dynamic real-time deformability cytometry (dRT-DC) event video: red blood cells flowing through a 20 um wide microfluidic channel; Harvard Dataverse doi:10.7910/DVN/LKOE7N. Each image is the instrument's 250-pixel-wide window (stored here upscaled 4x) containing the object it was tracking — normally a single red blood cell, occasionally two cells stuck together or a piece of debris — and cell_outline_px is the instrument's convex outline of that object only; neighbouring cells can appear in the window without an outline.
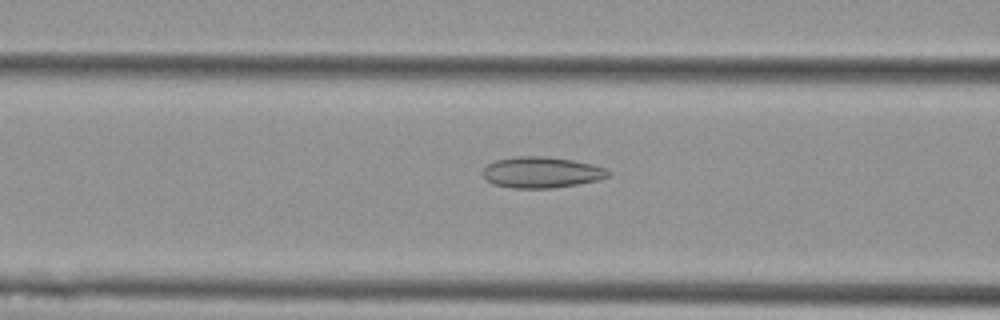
{"species": "Egyptian fruit bat (a non-hibernating species)", "species_latin": "Rousettus aegyptiacus", "temperature_condition": "cold", "stored_images_in_passage": 53, "camera_frame_rate_fps": 3000, "um_per_image_px": 0.085, "animal": {"sex": "female"}, "frame": {"image": 1, "passage_image": 21, "time_ms": 6.667, "image_size_px": [1000, 320], "cell_outline_px": [[612, 176], [596, 180], [576, 184], [552, 188], [512, 188], [496, 184], [488, 180], [484, 176], [484, 168], [488, 164], [496, 160], [516, 156], [548, 156], [572, 160], [592, 164], [604, 168], [612, 172]], "centroid_in_image_um": [46.07, 14.64], "position_along_channel_um": 120.5, "area_um2": 22.54}}
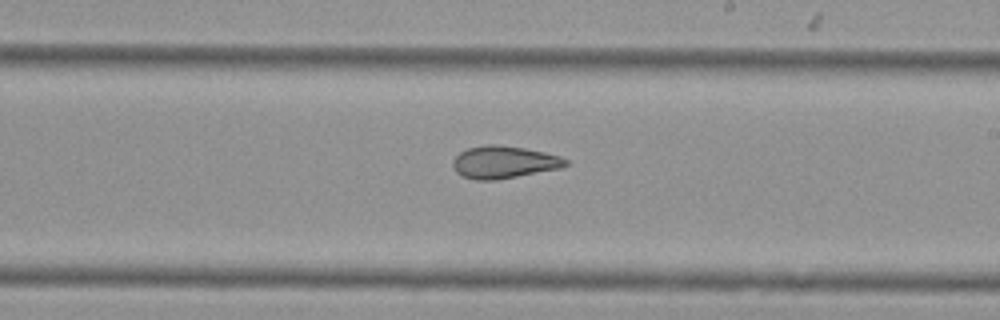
{"frame": {"image": 2, "passage_image": 31, "time_ms": 10.0, "image_size_px": [1000, 320], "cell_outline_px": [[568, 164], [560, 168], [496, 180], [476, 180], [464, 176], [456, 172], [452, 164], [452, 160], [460, 152], [468, 148], [488, 144], [500, 144], [524, 148], [544, 152], [560, 156], [568, 160]], "centroid_in_image_um": [42.82, 13.77], "position_along_channel_um": 246.2, "area_um2": 21.21}}
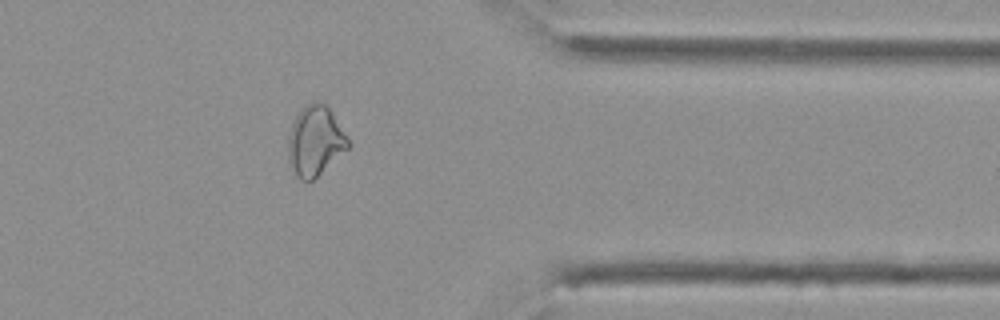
{"frame": {"image": 3, "passage_image": 43, "time_ms": 14.0, "image_size_px": [1000, 320], "cell_outline_px": [[348, 148], [312, 180], [300, 180], [296, 176], [288, 164], [288, 136], [292, 124], [300, 108], [316, 100], [320, 100], [332, 112], [348, 140]], "centroid_in_image_um": [26.74, 11.97], "position_along_channel_um": 384.7, "area_um2": 24.1}, "authors_computed_cell_mechanics": {"area_um2": 25.4898, "velocity_mm_per_s": 3.7811, "shape_relaxation_time_tau1_ms": null, "shape_relaxation_time_tau2_ms": 2.7509, "deformation_change_tau1": null, "deformation_change_tau2": 0.0865}}